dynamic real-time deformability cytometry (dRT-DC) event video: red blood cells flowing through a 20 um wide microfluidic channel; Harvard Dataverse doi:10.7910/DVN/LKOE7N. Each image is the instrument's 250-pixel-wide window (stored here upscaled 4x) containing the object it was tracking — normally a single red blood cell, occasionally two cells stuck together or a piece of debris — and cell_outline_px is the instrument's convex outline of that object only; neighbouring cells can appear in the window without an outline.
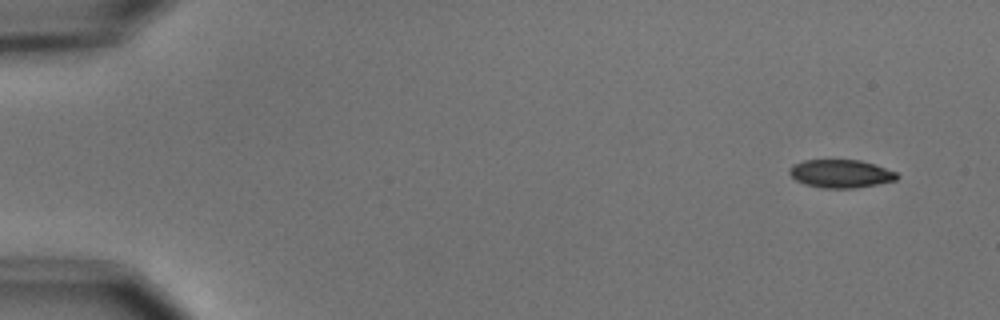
{"species": "common noctule bat (a hibernating species)", "species_latin": "Nyctalus noctula", "temperature_condition": "cold", "stored_images_in_passage": 5, "camera_frame_rate_fps": 3000, "um_per_image_px": 0.085, "animal": {"sex": "male", "body_mass_g": 15.6}, "frame": {"image": 1, "passage_image": 1, "time_ms": 0.0, "image_size_px": [1000, 320], "cell_outline_px": [[900, 176], [896, 180], [856, 188], [824, 188], [804, 184], [796, 180], [788, 172], [788, 168], [792, 164], [804, 160], [860, 160], [876, 164], [896, 172]], "centroid_in_image_um": [71.45, 14.75], "position_along_channel_um": 13.5, "area_um2": 17.74}}